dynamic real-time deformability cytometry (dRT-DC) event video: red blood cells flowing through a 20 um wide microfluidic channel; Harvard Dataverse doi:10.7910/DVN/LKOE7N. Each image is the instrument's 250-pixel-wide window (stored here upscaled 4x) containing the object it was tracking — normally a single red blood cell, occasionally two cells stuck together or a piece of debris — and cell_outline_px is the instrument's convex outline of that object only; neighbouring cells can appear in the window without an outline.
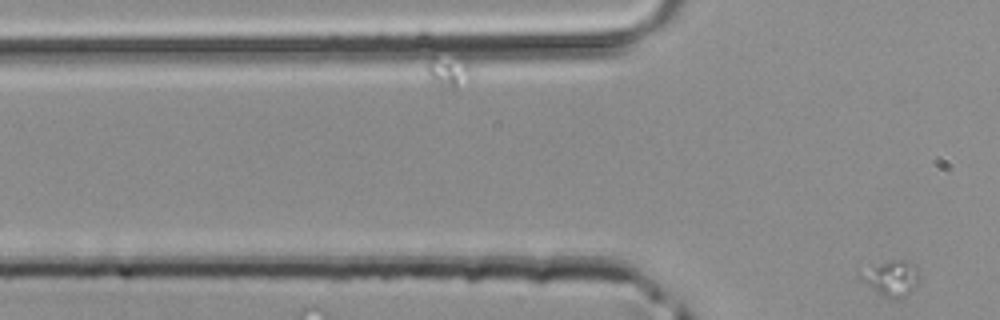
{"species": "common noctule bat (a hibernating species)", "species_latin": "Nyctalus noctula", "temperature_condition": "room temperature", "stored_images_in_passage": 3, "camera_frame_rate_fps": 3000, "um_per_image_px": 0.085, "animal": {"sex": "male", "body_mass_g": 20.4}, "frame": {"image": 1, "passage_image": 3, "time_ms": 0.667, "image_size_px": [1000, 320], "cell_outline_px": [[920, 276], [916, 284], [908, 296], [896, 300], [884, 296], [876, 292], [856, 272], [892, 260], [908, 260], [916, 264]], "centroid_in_image_um": [75.83, 23.65], "position_along_channel_um": 50.0, "area_um2": 12.08}}